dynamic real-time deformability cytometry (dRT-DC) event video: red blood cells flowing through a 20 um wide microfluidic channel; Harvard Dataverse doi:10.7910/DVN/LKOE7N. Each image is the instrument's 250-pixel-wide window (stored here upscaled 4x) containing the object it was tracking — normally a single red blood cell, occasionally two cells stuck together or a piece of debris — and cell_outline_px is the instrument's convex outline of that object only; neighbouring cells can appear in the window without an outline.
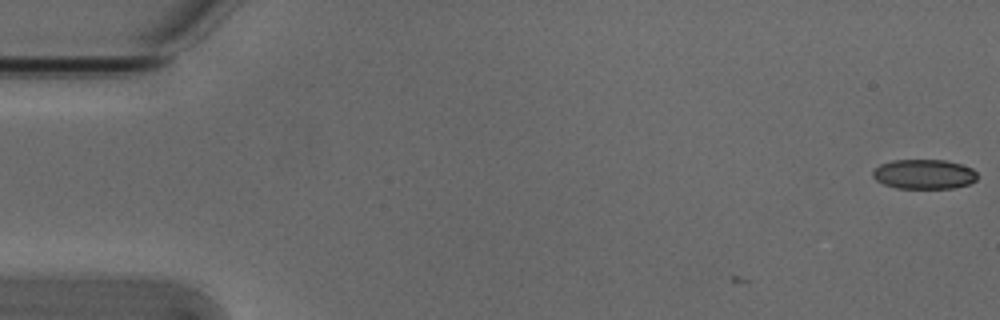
{"species": "Egyptian fruit bat (a non-hibernating species)", "species_latin": "Rousettus aegyptiacus", "temperature_condition": "cold", "stored_images_in_passage": 2, "camera_frame_rate_fps": 3000, "um_per_image_px": 0.085, "animal": {"sex": "male"}, "frame": {"image": 1, "passage_image": 2, "time_ms": 0.333, "image_size_px": [1000, 320], "cell_outline_px": [[976, 180], [968, 184], [952, 188], [896, 188], [884, 184], [876, 180], [872, 176], [872, 172], [880, 164], [892, 160], [944, 160], [960, 164], [972, 168], [976, 172]], "centroid_in_image_um": [78.52, 14.8], "position_along_channel_um": 6.5, "area_um2": 17.98}}